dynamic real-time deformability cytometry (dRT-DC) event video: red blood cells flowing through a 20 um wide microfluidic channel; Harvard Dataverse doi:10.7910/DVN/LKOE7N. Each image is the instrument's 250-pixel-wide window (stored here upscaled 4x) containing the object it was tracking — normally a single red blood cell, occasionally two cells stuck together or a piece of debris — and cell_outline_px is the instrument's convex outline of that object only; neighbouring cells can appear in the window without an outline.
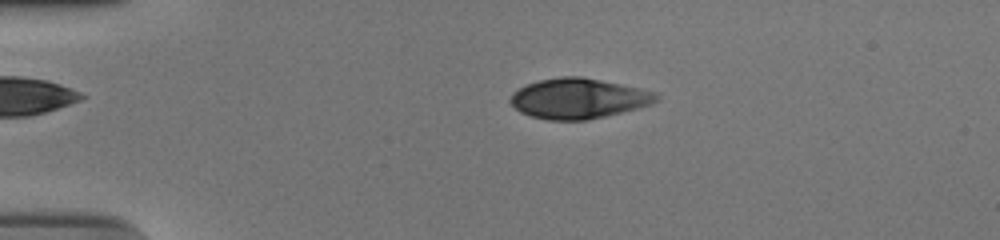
{"species": "human", "species_latin": "Homo sapiens", "temperature_condition": "cold", "stored_images_in_passage": 54, "camera_frame_rate_fps": 3000, "um_per_image_px": 0.085, "donor": {"sex": "male"}, "frame": {"image": 1, "passage_image": 12, "time_ms": 3.667, "image_size_px": [1000, 240], "cell_outline_px": [[660, 100], [652, 104], [588, 120], [548, 120], [532, 116], [520, 112], [508, 100], [512, 92], [524, 84], [540, 80], [560, 76], [580, 76], [640, 88], [656, 92], [660, 96]], "centroid_in_image_um": [49.15, 8.36], "position_along_channel_um": 35.8, "area_um2": 34.28}}
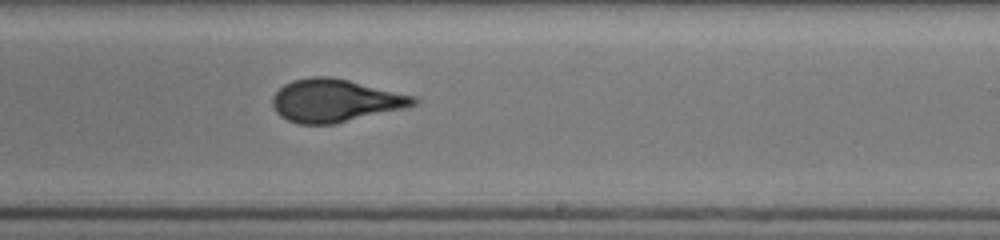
{"frame": {"image": 2, "passage_image": 34, "time_ms": 11.0, "image_size_px": [1000, 240], "cell_outline_px": [[420, 100], [416, 104], [408, 108], [336, 124], [300, 124], [288, 120], [280, 116], [276, 112], [272, 104], [272, 96], [284, 84], [292, 80], [312, 76], [328, 76], [348, 80], [416, 96]], "centroid_in_image_um": [28.52, 8.56], "position_along_channel_um": 260.5, "area_um2": 35.55}}
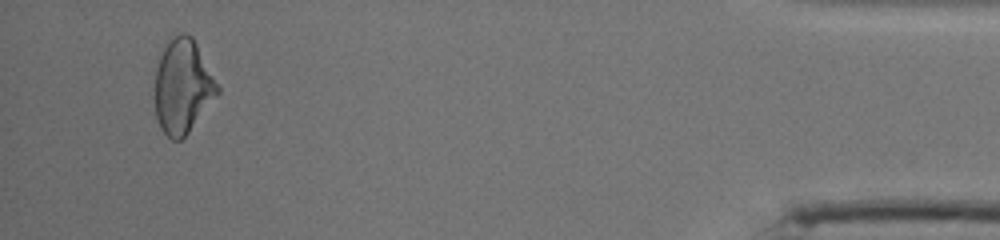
{"frame": {"image": 3, "passage_image": 52, "time_ms": 17.0, "image_size_px": [1000, 240], "cell_outline_px": [[220, 92], [188, 132], [180, 140], [172, 140], [160, 128], [156, 116], [156, 68], [160, 56], [164, 48], [180, 32], [184, 32], [192, 36], [220, 88]], "centroid_in_image_um": [15.54, 7.36], "position_along_channel_um": 419.7, "area_um2": 33.64}, "authors_computed_cell_mechanics": {"area_um2": 34.6511, "velocity_mm_per_s": 3.7622, "shape_relaxation_time_tau1_ms": 6.0632, "shape_relaxation_time_tau2_ms": null, "deformation_change_tau1": 0.2003, "deformation_change_tau2": null}}